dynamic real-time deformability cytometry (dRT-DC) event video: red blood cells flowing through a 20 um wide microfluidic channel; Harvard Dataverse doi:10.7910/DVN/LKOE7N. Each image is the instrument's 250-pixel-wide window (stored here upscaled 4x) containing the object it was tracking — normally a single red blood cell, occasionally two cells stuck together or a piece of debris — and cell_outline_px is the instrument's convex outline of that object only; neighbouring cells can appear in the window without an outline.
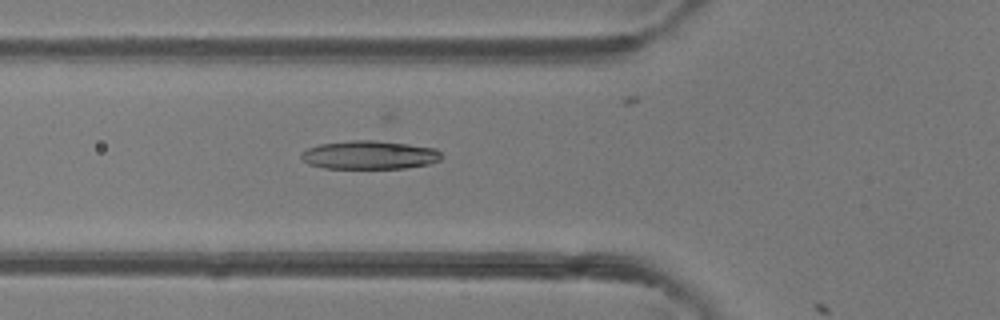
{"species": "common noctule bat (a hibernating species)", "species_latin": "Nyctalus noctula", "temperature_condition": "room temperature", "stored_images_in_passage": 10, "camera_frame_rate_fps": 3000, "um_per_image_px": 0.085, "animal": {"sex": "female"}, "frame": {"image": 1, "passage_image": 9, "time_ms": 2.667, "image_size_px": [1000, 320], "cell_outline_px": [[444, 156], [440, 160], [428, 164], [404, 168], [324, 168], [308, 164], [300, 156], [300, 152], [308, 148], [320, 144], [352, 140], [376, 140], [408, 144], [436, 148]], "centroid_in_image_um": [31.41, 13.17], "position_along_channel_um": 94.4, "area_um2": 23.35}}